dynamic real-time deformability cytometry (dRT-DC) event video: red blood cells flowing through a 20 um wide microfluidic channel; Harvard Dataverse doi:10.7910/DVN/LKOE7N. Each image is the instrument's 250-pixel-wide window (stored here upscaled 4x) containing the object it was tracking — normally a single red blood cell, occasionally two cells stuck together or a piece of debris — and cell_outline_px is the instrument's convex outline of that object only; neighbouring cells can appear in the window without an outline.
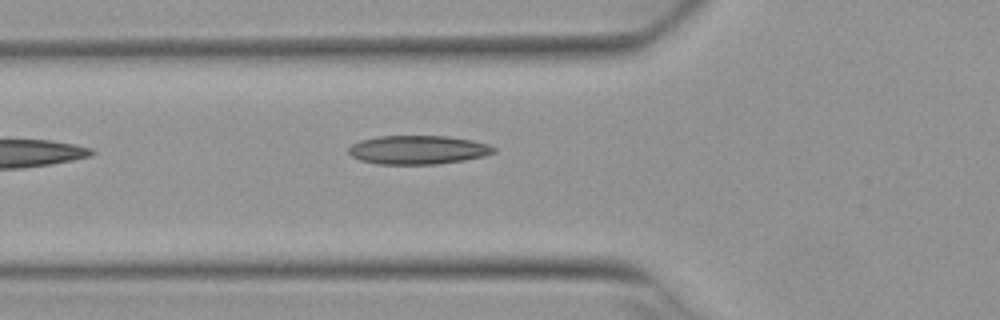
{"species": "Egyptian fruit bat (a non-hibernating species)", "species_latin": "Rousettus aegyptiacus", "temperature_condition": "warm", "stored_images_in_passage": 4, "camera_frame_rate_fps": 3000, "um_per_image_px": 0.085, "animal": {"sex": "female"}, "frame": {"image": 1, "passage_image": 4, "time_ms": 1.0, "image_size_px": [1000, 320], "cell_outline_px": [[496, 152], [484, 156], [464, 160], [436, 164], [376, 164], [360, 160], [352, 156], [348, 152], [348, 148], [352, 144], [360, 140], [380, 136], [448, 136], [472, 140], [488, 144], [496, 148]], "centroid_in_image_um": [35.53, 12.73], "position_along_channel_um": 90.3, "area_um2": 24.39}}